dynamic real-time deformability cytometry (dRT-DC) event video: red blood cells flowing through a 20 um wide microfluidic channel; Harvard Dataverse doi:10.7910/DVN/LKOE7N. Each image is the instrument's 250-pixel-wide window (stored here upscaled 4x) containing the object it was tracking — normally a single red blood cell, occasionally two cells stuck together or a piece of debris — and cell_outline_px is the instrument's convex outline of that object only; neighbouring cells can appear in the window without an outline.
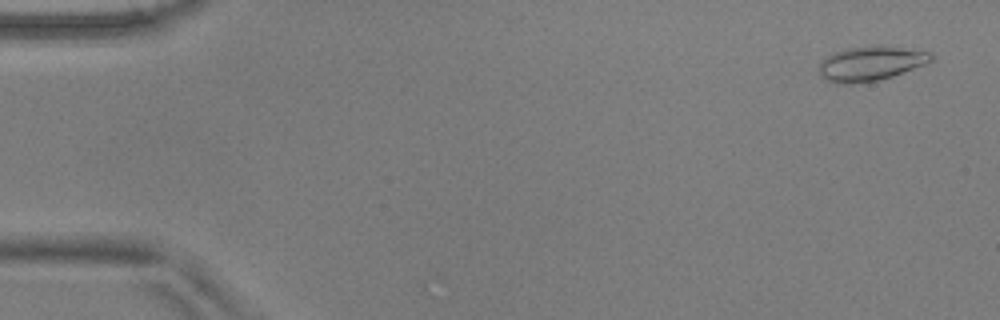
{"species": "common noctule bat (a hibernating species)", "species_latin": "Nyctalus noctula", "temperature_condition": "warm", "stored_images_in_passage": 55, "camera_frame_rate_fps": 3000, "um_per_image_px": 0.085, "animal": {"sex": "male", "body_mass_g": 17.9, "forearm_length_mm": 54.2}, "frame": {"image": 1, "passage_image": 3, "time_ms": 0.667, "image_size_px": [1000, 320], "cell_outline_px": [[936, 56], [932, 60], [924, 64], [892, 76], [876, 80], [852, 84], [840, 84], [828, 80], [820, 76], [820, 60], [836, 52], [848, 48], [876, 44], [884, 44], [932, 52]], "centroid_in_image_um": [74.05, 5.36], "position_along_channel_um": 11.0, "area_um2": 22.72}}
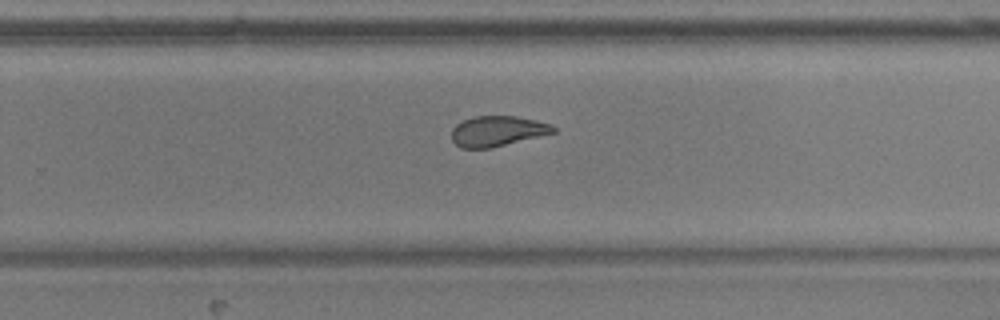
{"frame": {"image": 2, "passage_image": 36, "time_ms": 11.667, "image_size_px": [1000, 320], "cell_outline_px": [[556, 132], [488, 148], [460, 148], [452, 140], [452, 128], [456, 124], [464, 120], [476, 116], [516, 116], [536, 120], [548, 124], [556, 128]], "centroid_in_image_um": [42.25, 11.14], "position_along_channel_um": 287.6, "area_um2": 17.69}}
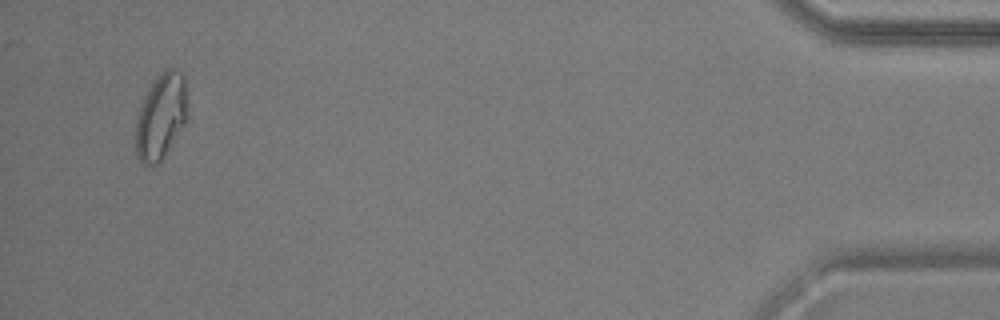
{"frame": {"image": 3, "passage_image": 53, "time_ms": 17.333, "image_size_px": [1000, 320], "cell_outline_px": [[184, 124], [160, 160], [156, 164], [144, 164], [140, 160], [136, 152], [136, 120], [140, 104], [144, 96], [160, 72], [164, 68], [176, 68], [184, 76]], "centroid_in_image_um": [13.62, 9.86], "position_along_channel_um": 421.6, "area_um2": 24.8}, "authors_computed_cell_mechanics": {"area_um2": 20.6346, "velocity_mm_per_s": 3.6917, "shape_relaxation_time_tau1_ms": null, "shape_relaxation_time_tau2_ms": 2.171, "deformation_change_tau1": null, "deformation_change_tau2": 0.0879}}